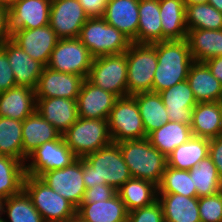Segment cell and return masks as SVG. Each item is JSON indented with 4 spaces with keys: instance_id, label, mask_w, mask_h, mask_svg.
<instances>
[{
    "instance_id": "cell-54",
    "label": "cell",
    "mask_w": 222,
    "mask_h": 222,
    "mask_svg": "<svg viewBox=\"0 0 222 222\" xmlns=\"http://www.w3.org/2000/svg\"><path fill=\"white\" fill-rule=\"evenodd\" d=\"M0 222H5L3 217H0Z\"/></svg>"
},
{
    "instance_id": "cell-52",
    "label": "cell",
    "mask_w": 222,
    "mask_h": 222,
    "mask_svg": "<svg viewBox=\"0 0 222 222\" xmlns=\"http://www.w3.org/2000/svg\"><path fill=\"white\" fill-rule=\"evenodd\" d=\"M4 201H5V199L0 196V217H4V215H3Z\"/></svg>"
},
{
    "instance_id": "cell-48",
    "label": "cell",
    "mask_w": 222,
    "mask_h": 222,
    "mask_svg": "<svg viewBox=\"0 0 222 222\" xmlns=\"http://www.w3.org/2000/svg\"><path fill=\"white\" fill-rule=\"evenodd\" d=\"M213 76L222 84V56L211 58L204 62Z\"/></svg>"
},
{
    "instance_id": "cell-41",
    "label": "cell",
    "mask_w": 222,
    "mask_h": 222,
    "mask_svg": "<svg viewBox=\"0 0 222 222\" xmlns=\"http://www.w3.org/2000/svg\"><path fill=\"white\" fill-rule=\"evenodd\" d=\"M198 209L201 222H222V190L198 198Z\"/></svg>"
},
{
    "instance_id": "cell-43",
    "label": "cell",
    "mask_w": 222,
    "mask_h": 222,
    "mask_svg": "<svg viewBox=\"0 0 222 222\" xmlns=\"http://www.w3.org/2000/svg\"><path fill=\"white\" fill-rule=\"evenodd\" d=\"M117 191L109 185H95L86 189L81 203H95L112 198Z\"/></svg>"
},
{
    "instance_id": "cell-23",
    "label": "cell",
    "mask_w": 222,
    "mask_h": 222,
    "mask_svg": "<svg viewBox=\"0 0 222 222\" xmlns=\"http://www.w3.org/2000/svg\"><path fill=\"white\" fill-rule=\"evenodd\" d=\"M62 135L37 111L22 121L23 163L27 156L45 142L61 139Z\"/></svg>"
},
{
    "instance_id": "cell-30",
    "label": "cell",
    "mask_w": 222,
    "mask_h": 222,
    "mask_svg": "<svg viewBox=\"0 0 222 222\" xmlns=\"http://www.w3.org/2000/svg\"><path fill=\"white\" fill-rule=\"evenodd\" d=\"M138 11V34L132 43L152 44L162 41L159 0H139Z\"/></svg>"
},
{
    "instance_id": "cell-27",
    "label": "cell",
    "mask_w": 222,
    "mask_h": 222,
    "mask_svg": "<svg viewBox=\"0 0 222 222\" xmlns=\"http://www.w3.org/2000/svg\"><path fill=\"white\" fill-rule=\"evenodd\" d=\"M162 41L184 40L187 36L186 6L183 0H159Z\"/></svg>"
},
{
    "instance_id": "cell-39",
    "label": "cell",
    "mask_w": 222,
    "mask_h": 222,
    "mask_svg": "<svg viewBox=\"0 0 222 222\" xmlns=\"http://www.w3.org/2000/svg\"><path fill=\"white\" fill-rule=\"evenodd\" d=\"M187 30L222 29V12H219L209 3L186 5Z\"/></svg>"
},
{
    "instance_id": "cell-36",
    "label": "cell",
    "mask_w": 222,
    "mask_h": 222,
    "mask_svg": "<svg viewBox=\"0 0 222 222\" xmlns=\"http://www.w3.org/2000/svg\"><path fill=\"white\" fill-rule=\"evenodd\" d=\"M189 174L196 186L198 198L214 195L222 190V179L209 156L191 168Z\"/></svg>"
},
{
    "instance_id": "cell-26",
    "label": "cell",
    "mask_w": 222,
    "mask_h": 222,
    "mask_svg": "<svg viewBox=\"0 0 222 222\" xmlns=\"http://www.w3.org/2000/svg\"><path fill=\"white\" fill-rule=\"evenodd\" d=\"M77 216L85 222H127L128 210L116 193L106 201L81 203Z\"/></svg>"
},
{
    "instance_id": "cell-24",
    "label": "cell",
    "mask_w": 222,
    "mask_h": 222,
    "mask_svg": "<svg viewBox=\"0 0 222 222\" xmlns=\"http://www.w3.org/2000/svg\"><path fill=\"white\" fill-rule=\"evenodd\" d=\"M187 81L197 103L222 100V84L212 75L204 62L194 61L192 63Z\"/></svg>"
},
{
    "instance_id": "cell-9",
    "label": "cell",
    "mask_w": 222,
    "mask_h": 222,
    "mask_svg": "<svg viewBox=\"0 0 222 222\" xmlns=\"http://www.w3.org/2000/svg\"><path fill=\"white\" fill-rule=\"evenodd\" d=\"M113 143L147 138L136 100L132 96L118 98L108 116Z\"/></svg>"
},
{
    "instance_id": "cell-40",
    "label": "cell",
    "mask_w": 222,
    "mask_h": 222,
    "mask_svg": "<svg viewBox=\"0 0 222 222\" xmlns=\"http://www.w3.org/2000/svg\"><path fill=\"white\" fill-rule=\"evenodd\" d=\"M158 194H180L187 197H197L196 186L190 177L189 170H178L170 166L162 175Z\"/></svg>"
},
{
    "instance_id": "cell-47",
    "label": "cell",
    "mask_w": 222,
    "mask_h": 222,
    "mask_svg": "<svg viewBox=\"0 0 222 222\" xmlns=\"http://www.w3.org/2000/svg\"><path fill=\"white\" fill-rule=\"evenodd\" d=\"M9 8L0 5V47L8 39L11 38Z\"/></svg>"
},
{
    "instance_id": "cell-11",
    "label": "cell",
    "mask_w": 222,
    "mask_h": 222,
    "mask_svg": "<svg viewBox=\"0 0 222 222\" xmlns=\"http://www.w3.org/2000/svg\"><path fill=\"white\" fill-rule=\"evenodd\" d=\"M76 159L77 157L64 142L63 137L48 141L27 156L25 162L26 175L40 177L50 170L69 166Z\"/></svg>"
},
{
    "instance_id": "cell-13",
    "label": "cell",
    "mask_w": 222,
    "mask_h": 222,
    "mask_svg": "<svg viewBox=\"0 0 222 222\" xmlns=\"http://www.w3.org/2000/svg\"><path fill=\"white\" fill-rule=\"evenodd\" d=\"M88 19L79 0H51L49 25L59 39L78 38Z\"/></svg>"
},
{
    "instance_id": "cell-25",
    "label": "cell",
    "mask_w": 222,
    "mask_h": 222,
    "mask_svg": "<svg viewBox=\"0 0 222 222\" xmlns=\"http://www.w3.org/2000/svg\"><path fill=\"white\" fill-rule=\"evenodd\" d=\"M195 137L212 139L222 136V105L220 102H199L193 108L191 123Z\"/></svg>"
},
{
    "instance_id": "cell-38",
    "label": "cell",
    "mask_w": 222,
    "mask_h": 222,
    "mask_svg": "<svg viewBox=\"0 0 222 222\" xmlns=\"http://www.w3.org/2000/svg\"><path fill=\"white\" fill-rule=\"evenodd\" d=\"M0 155L23 162L22 121L0 116Z\"/></svg>"
},
{
    "instance_id": "cell-29",
    "label": "cell",
    "mask_w": 222,
    "mask_h": 222,
    "mask_svg": "<svg viewBox=\"0 0 222 222\" xmlns=\"http://www.w3.org/2000/svg\"><path fill=\"white\" fill-rule=\"evenodd\" d=\"M186 41L191 56L196 62H205L211 58L222 56V29L188 30Z\"/></svg>"
},
{
    "instance_id": "cell-51",
    "label": "cell",
    "mask_w": 222,
    "mask_h": 222,
    "mask_svg": "<svg viewBox=\"0 0 222 222\" xmlns=\"http://www.w3.org/2000/svg\"><path fill=\"white\" fill-rule=\"evenodd\" d=\"M185 6L190 4L208 3V0H183Z\"/></svg>"
},
{
    "instance_id": "cell-19",
    "label": "cell",
    "mask_w": 222,
    "mask_h": 222,
    "mask_svg": "<svg viewBox=\"0 0 222 222\" xmlns=\"http://www.w3.org/2000/svg\"><path fill=\"white\" fill-rule=\"evenodd\" d=\"M36 111L61 135L78 119L77 99L36 98Z\"/></svg>"
},
{
    "instance_id": "cell-32",
    "label": "cell",
    "mask_w": 222,
    "mask_h": 222,
    "mask_svg": "<svg viewBox=\"0 0 222 222\" xmlns=\"http://www.w3.org/2000/svg\"><path fill=\"white\" fill-rule=\"evenodd\" d=\"M209 155V139L192 136L167 156V166L190 170Z\"/></svg>"
},
{
    "instance_id": "cell-12",
    "label": "cell",
    "mask_w": 222,
    "mask_h": 222,
    "mask_svg": "<svg viewBox=\"0 0 222 222\" xmlns=\"http://www.w3.org/2000/svg\"><path fill=\"white\" fill-rule=\"evenodd\" d=\"M39 178L76 208L79 207L86 191L83 181L82 158H77L62 169L45 172Z\"/></svg>"
},
{
    "instance_id": "cell-5",
    "label": "cell",
    "mask_w": 222,
    "mask_h": 222,
    "mask_svg": "<svg viewBox=\"0 0 222 222\" xmlns=\"http://www.w3.org/2000/svg\"><path fill=\"white\" fill-rule=\"evenodd\" d=\"M23 190L45 222H66L77 215V208L37 176L26 175Z\"/></svg>"
},
{
    "instance_id": "cell-17",
    "label": "cell",
    "mask_w": 222,
    "mask_h": 222,
    "mask_svg": "<svg viewBox=\"0 0 222 222\" xmlns=\"http://www.w3.org/2000/svg\"><path fill=\"white\" fill-rule=\"evenodd\" d=\"M0 48L7 55L9 65L14 73L16 86H27L35 89L45 66L32 59L11 38L6 40Z\"/></svg>"
},
{
    "instance_id": "cell-37",
    "label": "cell",
    "mask_w": 222,
    "mask_h": 222,
    "mask_svg": "<svg viewBox=\"0 0 222 222\" xmlns=\"http://www.w3.org/2000/svg\"><path fill=\"white\" fill-rule=\"evenodd\" d=\"M3 215L5 222H45L24 190L5 199Z\"/></svg>"
},
{
    "instance_id": "cell-50",
    "label": "cell",
    "mask_w": 222,
    "mask_h": 222,
    "mask_svg": "<svg viewBox=\"0 0 222 222\" xmlns=\"http://www.w3.org/2000/svg\"><path fill=\"white\" fill-rule=\"evenodd\" d=\"M18 1L19 0H0V5L10 8L12 5H14Z\"/></svg>"
},
{
    "instance_id": "cell-10",
    "label": "cell",
    "mask_w": 222,
    "mask_h": 222,
    "mask_svg": "<svg viewBox=\"0 0 222 222\" xmlns=\"http://www.w3.org/2000/svg\"><path fill=\"white\" fill-rule=\"evenodd\" d=\"M94 57L78 38L59 39L47 67L87 78Z\"/></svg>"
},
{
    "instance_id": "cell-7",
    "label": "cell",
    "mask_w": 222,
    "mask_h": 222,
    "mask_svg": "<svg viewBox=\"0 0 222 222\" xmlns=\"http://www.w3.org/2000/svg\"><path fill=\"white\" fill-rule=\"evenodd\" d=\"M127 96L152 91L158 64L156 49L151 44L132 43L126 51Z\"/></svg>"
},
{
    "instance_id": "cell-1",
    "label": "cell",
    "mask_w": 222,
    "mask_h": 222,
    "mask_svg": "<svg viewBox=\"0 0 222 222\" xmlns=\"http://www.w3.org/2000/svg\"><path fill=\"white\" fill-rule=\"evenodd\" d=\"M82 170L86 189L101 184L117 191L132 177L119 145L113 142L82 158Z\"/></svg>"
},
{
    "instance_id": "cell-18",
    "label": "cell",
    "mask_w": 222,
    "mask_h": 222,
    "mask_svg": "<svg viewBox=\"0 0 222 222\" xmlns=\"http://www.w3.org/2000/svg\"><path fill=\"white\" fill-rule=\"evenodd\" d=\"M51 0H19L9 8L11 32L49 25Z\"/></svg>"
},
{
    "instance_id": "cell-3",
    "label": "cell",
    "mask_w": 222,
    "mask_h": 222,
    "mask_svg": "<svg viewBox=\"0 0 222 222\" xmlns=\"http://www.w3.org/2000/svg\"><path fill=\"white\" fill-rule=\"evenodd\" d=\"M133 178L159 185L167 166V157L152 146L147 138L117 143Z\"/></svg>"
},
{
    "instance_id": "cell-21",
    "label": "cell",
    "mask_w": 222,
    "mask_h": 222,
    "mask_svg": "<svg viewBox=\"0 0 222 222\" xmlns=\"http://www.w3.org/2000/svg\"><path fill=\"white\" fill-rule=\"evenodd\" d=\"M139 0H109L102 18L132 42L138 34Z\"/></svg>"
},
{
    "instance_id": "cell-6",
    "label": "cell",
    "mask_w": 222,
    "mask_h": 222,
    "mask_svg": "<svg viewBox=\"0 0 222 222\" xmlns=\"http://www.w3.org/2000/svg\"><path fill=\"white\" fill-rule=\"evenodd\" d=\"M62 137L77 158H84L86 155L112 143L108 119L78 117L77 121Z\"/></svg>"
},
{
    "instance_id": "cell-42",
    "label": "cell",
    "mask_w": 222,
    "mask_h": 222,
    "mask_svg": "<svg viewBox=\"0 0 222 222\" xmlns=\"http://www.w3.org/2000/svg\"><path fill=\"white\" fill-rule=\"evenodd\" d=\"M127 222H164L161 203L157 200L149 206L128 212Z\"/></svg>"
},
{
    "instance_id": "cell-34",
    "label": "cell",
    "mask_w": 222,
    "mask_h": 222,
    "mask_svg": "<svg viewBox=\"0 0 222 222\" xmlns=\"http://www.w3.org/2000/svg\"><path fill=\"white\" fill-rule=\"evenodd\" d=\"M132 97L138 105L146 135L170 121L159 93L143 92Z\"/></svg>"
},
{
    "instance_id": "cell-15",
    "label": "cell",
    "mask_w": 222,
    "mask_h": 222,
    "mask_svg": "<svg viewBox=\"0 0 222 222\" xmlns=\"http://www.w3.org/2000/svg\"><path fill=\"white\" fill-rule=\"evenodd\" d=\"M83 81L80 75L58 72L45 66L35 88L36 98L77 99Z\"/></svg>"
},
{
    "instance_id": "cell-8",
    "label": "cell",
    "mask_w": 222,
    "mask_h": 222,
    "mask_svg": "<svg viewBox=\"0 0 222 222\" xmlns=\"http://www.w3.org/2000/svg\"><path fill=\"white\" fill-rule=\"evenodd\" d=\"M86 79L93 85L113 93L118 98L126 97V52L95 57Z\"/></svg>"
},
{
    "instance_id": "cell-46",
    "label": "cell",
    "mask_w": 222,
    "mask_h": 222,
    "mask_svg": "<svg viewBox=\"0 0 222 222\" xmlns=\"http://www.w3.org/2000/svg\"><path fill=\"white\" fill-rule=\"evenodd\" d=\"M108 1L109 0H79V3L82 5L89 18H93L102 17L104 15Z\"/></svg>"
},
{
    "instance_id": "cell-20",
    "label": "cell",
    "mask_w": 222,
    "mask_h": 222,
    "mask_svg": "<svg viewBox=\"0 0 222 222\" xmlns=\"http://www.w3.org/2000/svg\"><path fill=\"white\" fill-rule=\"evenodd\" d=\"M160 96L166 107L170 121L191 126L193 108L197 101L187 80L161 91Z\"/></svg>"
},
{
    "instance_id": "cell-49",
    "label": "cell",
    "mask_w": 222,
    "mask_h": 222,
    "mask_svg": "<svg viewBox=\"0 0 222 222\" xmlns=\"http://www.w3.org/2000/svg\"><path fill=\"white\" fill-rule=\"evenodd\" d=\"M208 3L212 5L219 12H222V0H208Z\"/></svg>"
},
{
    "instance_id": "cell-31",
    "label": "cell",
    "mask_w": 222,
    "mask_h": 222,
    "mask_svg": "<svg viewBox=\"0 0 222 222\" xmlns=\"http://www.w3.org/2000/svg\"><path fill=\"white\" fill-rule=\"evenodd\" d=\"M193 136L191 126L169 121L147 135L150 144L166 157Z\"/></svg>"
},
{
    "instance_id": "cell-2",
    "label": "cell",
    "mask_w": 222,
    "mask_h": 222,
    "mask_svg": "<svg viewBox=\"0 0 222 222\" xmlns=\"http://www.w3.org/2000/svg\"><path fill=\"white\" fill-rule=\"evenodd\" d=\"M151 45L156 49L158 60L152 92L160 93L181 81L187 80L190 66L194 60L186 39L160 41Z\"/></svg>"
},
{
    "instance_id": "cell-28",
    "label": "cell",
    "mask_w": 222,
    "mask_h": 222,
    "mask_svg": "<svg viewBox=\"0 0 222 222\" xmlns=\"http://www.w3.org/2000/svg\"><path fill=\"white\" fill-rule=\"evenodd\" d=\"M162 205L164 222H201L198 197L180 194H158Z\"/></svg>"
},
{
    "instance_id": "cell-16",
    "label": "cell",
    "mask_w": 222,
    "mask_h": 222,
    "mask_svg": "<svg viewBox=\"0 0 222 222\" xmlns=\"http://www.w3.org/2000/svg\"><path fill=\"white\" fill-rule=\"evenodd\" d=\"M118 97L84 79L77 97L78 117L108 119Z\"/></svg>"
},
{
    "instance_id": "cell-4",
    "label": "cell",
    "mask_w": 222,
    "mask_h": 222,
    "mask_svg": "<svg viewBox=\"0 0 222 222\" xmlns=\"http://www.w3.org/2000/svg\"><path fill=\"white\" fill-rule=\"evenodd\" d=\"M78 39L95 58L125 53L132 41L102 17L89 18L80 30Z\"/></svg>"
},
{
    "instance_id": "cell-45",
    "label": "cell",
    "mask_w": 222,
    "mask_h": 222,
    "mask_svg": "<svg viewBox=\"0 0 222 222\" xmlns=\"http://www.w3.org/2000/svg\"><path fill=\"white\" fill-rule=\"evenodd\" d=\"M222 179V136L209 139V155Z\"/></svg>"
},
{
    "instance_id": "cell-22",
    "label": "cell",
    "mask_w": 222,
    "mask_h": 222,
    "mask_svg": "<svg viewBox=\"0 0 222 222\" xmlns=\"http://www.w3.org/2000/svg\"><path fill=\"white\" fill-rule=\"evenodd\" d=\"M36 111L35 89L15 86L0 92V116L23 121Z\"/></svg>"
},
{
    "instance_id": "cell-44",
    "label": "cell",
    "mask_w": 222,
    "mask_h": 222,
    "mask_svg": "<svg viewBox=\"0 0 222 222\" xmlns=\"http://www.w3.org/2000/svg\"><path fill=\"white\" fill-rule=\"evenodd\" d=\"M16 86L14 73L9 65L6 53L0 48V92Z\"/></svg>"
},
{
    "instance_id": "cell-14",
    "label": "cell",
    "mask_w": 222,
    "mask_h": 222,
    "mask_svg": "<svg viewBox=\"0 0 222 222\" xmlns=\"http://www.w3.org/2000/svg\"><path fill=\"white\" fill-rule=\"evenodd\" d=\"M11 39L32 59L47 66L59 38L50 25L35 29L14 30Z\"/></svg>"
},
{
    "instance_id": "cell-53",
    "label": "cell",
    "mask_w": 222,
    "mask_h": 222,
    "mask_svg": "<svg viewBox=\"0 0 222 222\" xmlns=\"http://www.w3.org/2000/svg\"><path fill=\"white\" fill-rule=\"evenodd\" d=\"M66 222H85V221H83L79 216L76 215L70 218L69 220H67Z\"/></svg>"
},
{
    "instance_id": "cell-33",
    "label": "cell",
    "mask_w": 222,
    "mask_h": 222,
    "mask_svg": "<svg viewBox=\"0 0 222 222\" xmlns=\"http://www.w3.org/2000/svg\"><path fill=\"white\" fill-rule=\"evenodd\" d=\"M117 193L128 212L149 206L158 200V187L154 183L131 177Z\"/></svg>"
},
{
    "instance_id": "cell-35",
    "label": "cell",
    "mask_w": 222,
    "mask_h": 222,
    "mask_svg": "<svg viewBox=\"0 0 222 222\" xmlns=\"http://www.w3.org/2000/svg\"><path fill=\"white\" fill-rule=\"evenodd\" d=\"M25 164L18 159L0 155V196L4 199L23 190Z\"/></svg>"
}]
</instances>
